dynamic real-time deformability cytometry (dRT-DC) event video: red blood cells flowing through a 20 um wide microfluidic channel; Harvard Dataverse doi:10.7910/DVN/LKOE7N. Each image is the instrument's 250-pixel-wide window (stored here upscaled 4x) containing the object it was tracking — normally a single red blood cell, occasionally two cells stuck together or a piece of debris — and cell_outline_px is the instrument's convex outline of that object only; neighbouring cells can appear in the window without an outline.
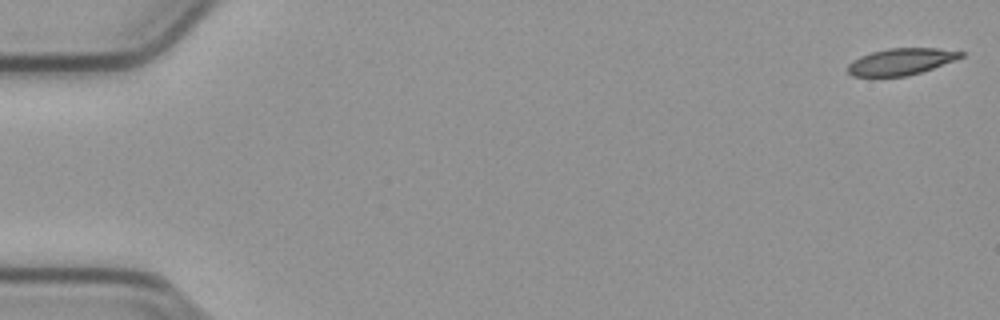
{"species": "common noctule bat (a hibernating species)", "species_latin": "Nyctalus noctula", "temperature_condition": "cold", "stored_images_in_passage": 17, "camera_frame_rate_fps": 3000, "um_per_image_px": 0.085, "animal": {"sex": "male", "body_mass_g": 23.1, "forearm_length_mm": 52.7}, "frame": {"image": 1, "passage_image": 1, "time_ms": 0.0, "image_size_px": [1000, 320], "cell_outline_px": [[964, 56], [956, 60], [920, 72], [904, 76], [852, 76], [848, 72], [848, 64], [852, 60], [860, 56], [872, 52], [888, 48], [936, 48], [964, 52]], "centroid_in_image_um": [76.58, 5.23], "position_along_channel_um": 8.4, "area_um2": 17.4}}
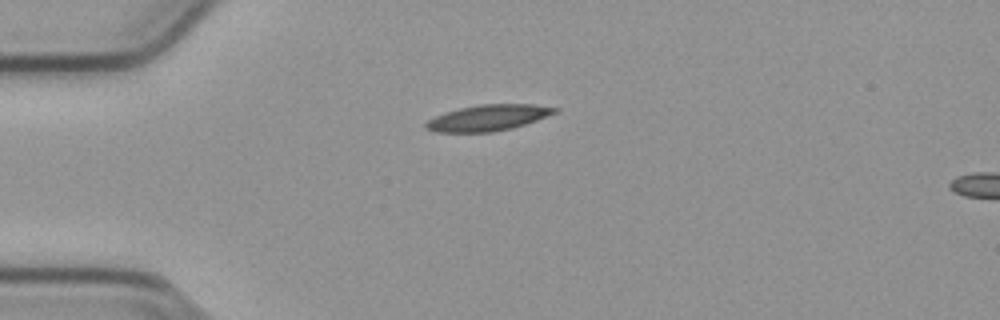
{"frame": {"image": 2, "passage_image": 14, "time_ms": 4.333, "image_size_px": [1000, 320], "cell_outline_px": [[560, 108], [556, 112], [536, 120], [512, 128], [492, 132], [436, 132], [424, 128], [424, 124], [428, 120], [444, 112], [460, 108], [480, 104], [532, 104]], "centroid_in_image_um": [41.45, 10.01], "position_along_channel_um": 43.5, "area_um2": 19.42}}